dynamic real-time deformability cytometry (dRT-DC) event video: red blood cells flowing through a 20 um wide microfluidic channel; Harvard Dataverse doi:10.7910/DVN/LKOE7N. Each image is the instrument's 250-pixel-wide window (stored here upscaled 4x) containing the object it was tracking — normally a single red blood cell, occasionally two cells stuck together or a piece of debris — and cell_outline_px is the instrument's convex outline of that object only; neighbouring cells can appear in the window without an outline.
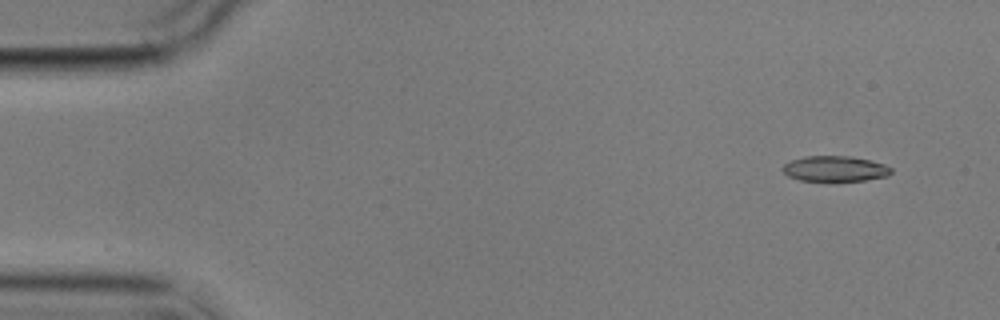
{"species": "common noctule bat (a hibernating species)", "species_latin": "Nyctalus noctula", "temperature_condition": "cold", "stored_images_in_passage": 6, "segment_of_instrument_passage": [2, 2], "camera_frame_rate_fps": 3000, "um_per_image_px": 0.085, "animal": {"sex": "male", "body_mass_g": 17.9}, "frame": {"image": 1, "passage_image": 6, "time_ms": 7.0, "image_size_px": [1000, 320], "cell_outline_px": [[892, 172], [888, 176], [864, 180], [836, 184], [800, 180], [788, 176], [780, 168], [784, 164], [792, 160], [804, 156], [852, 156], [872, 160], [884, 164], [892, 168]], "centroid_in_image_um": [70.98, 14.38], "position_along_channel_um": 14.0, "area_um2": 16.99}}